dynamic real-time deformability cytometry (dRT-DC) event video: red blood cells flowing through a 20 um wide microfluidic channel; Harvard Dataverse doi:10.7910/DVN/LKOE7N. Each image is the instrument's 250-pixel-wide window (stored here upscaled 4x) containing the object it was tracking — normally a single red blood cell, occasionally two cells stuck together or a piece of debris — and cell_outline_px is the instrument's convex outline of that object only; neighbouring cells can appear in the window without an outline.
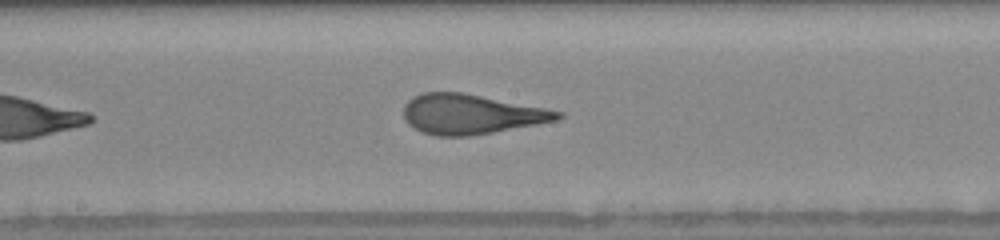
{"species": "human", "species_latin": "Homo sapiens", "temperature_condition": "warm", "stored_images_in_passage": 18, "camera_frame_rate_fps": 3000, "um_per_image_px": 0.085, "donor": {"sex": "female"}, "frame": {"image": 1, "passage_image": 14, "time_ms": 4.333, "image_size_px": [1000, 240], "cell_outline_px": [[564, 116], [556, 120], [536, 124], [492, 132], [468, 136], [436, 136], [420, 132], [412, 128], [404, 120], [404, 104], [408, 100], [424, 92], [460, 92], [544, 108], [564, 112]], "centroid_in_image_um": [39.98, 9.71], "position_along_channel_um": 208.2, "area_um2": 35.43}}